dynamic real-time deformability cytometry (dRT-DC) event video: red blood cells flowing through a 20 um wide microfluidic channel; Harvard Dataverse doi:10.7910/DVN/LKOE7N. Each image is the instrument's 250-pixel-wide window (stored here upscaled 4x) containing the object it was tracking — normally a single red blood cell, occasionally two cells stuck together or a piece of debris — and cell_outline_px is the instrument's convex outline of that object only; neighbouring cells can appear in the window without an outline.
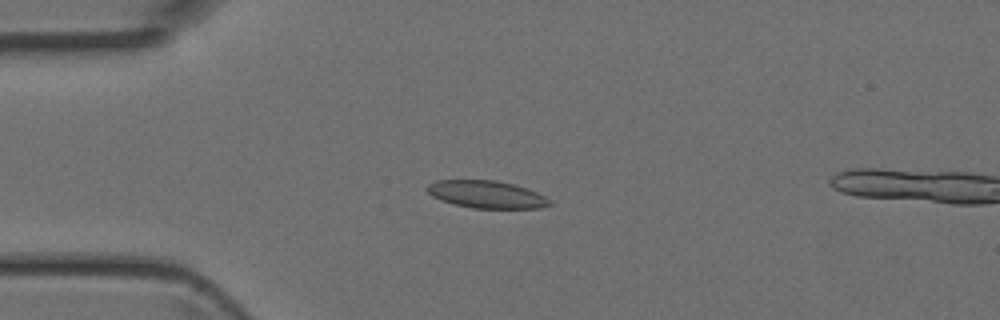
{"species": "Egyptian fruit bat (a non-hibernating species)", "species_latin": "Rousettus aegyptiacus", "temperature_condition": "room temperature", "stored_images_in_passage": 14, "camera_frame_rate_fps": 3000, "um_per_image_px": 0.085, "animal": {"sex": "female"}, "frame": {"image": 1, "passage_image": 12, "time_ms": 3.667, "image_size_px": [1000, 320], "cell_outline_px": [[552, 204], [540, 208], [472, 208], [440, 200], [432, 196], [424, 188], [428, 184], [436, 180], [496, 180], [512, 184], [536, 192], [552, 200]], "centroid_in_image_um": [41.33, 16.52], "position_along_channel_um": 43.7, "area_um2": 19.54}}